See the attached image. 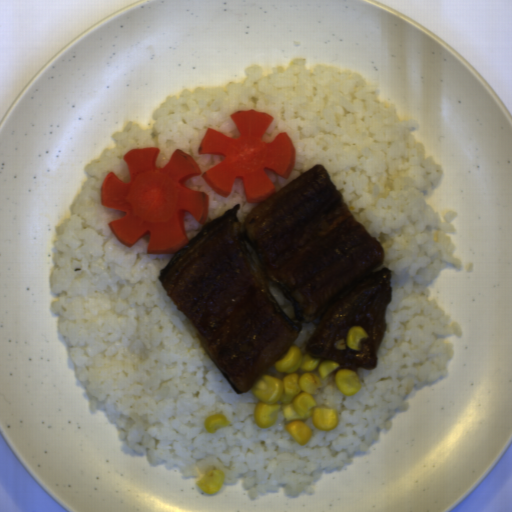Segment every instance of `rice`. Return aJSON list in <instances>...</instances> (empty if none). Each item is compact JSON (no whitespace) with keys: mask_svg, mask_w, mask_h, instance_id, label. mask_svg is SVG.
<instances>
[{"mask_svg":"<svg viewBox=\"0 0 512 512\" xmlns=\"http://www.w3.org/2000/svg\"><path fill=\"white\" fill-rule=\"evenodd\" d=\"M268 289L282 311L294 324H298L300 318L293 307V302L284 296L276 285H269Z\"/></svg>","mask_w":512,"mask_h":512,"instance_id":"2","label":"rice"},{"mask_svg":"<svg viewBox=\"0 0 512 512\" xmlns=\"http://www.w3.org/2000/svg\"><path fill=\"white\" fill-rule=\"evenodd\" d=\"M315 326L312 323H302L301 322V328L298 333V336L293 344V346L301 347L302 351L305 352L307 345L315 331Z\"/></svg>","mask_w":512,"mask_h":512,"instance_id":"3","label":"rice"},{"mask_svg":"<svg viewBox=\"0 0 512 512\" xmlns=\"http://www.w3.org/2000/svg\"><path fill=\"white\" fill-rule=\"evenodd\" d=\"M244 74L242 82L223 87L184 88L154 111L150 128L129 121L111 134L114 145L86 165L69 216L54 228L49 309L90 414L101 412L115 424L119 451L146 457L152 466L165 464L181 479L200 480L219 469L223 485L240 480L253 501L279 491L288 498L313 495L326 473L371 451L380 431L391 429V419L408 412L411 392L447 377L455 344L444 337L463 332L431 300V284L442 270L462 265L452 244L458 212L440 216L426 200L444 170L414 140L417 120L400 121L364 75L308 65L305 57L272 70L249 65ZM252 108L274 119L263 141L286 132L294 143L295 166L287 179L265 169L274 193L323 163L353 216L381 243L382 267L392 273L376 369H355L361 387L348 397L338 391L336 374L328 375L315 401L337 408L338 427L317 430L309 418L313 435L305 446L284 429L283 412L273 427L257 426V396L234 392L158 279L175 253L147 254L148 235L132 248L120 243L108 224L126 213L100 200L109 172L129 181L122 155L130 149L160 148L157 167L177 148L202 173L220 163L219 155L198 153L206 128L237 137L230 115ZM186 186L209 196L204 224L185 214L188 241L237 204L244 223L258 204L246 203L239 178L228 198L200 176ZM217 413L230 423L207 433L204 420Z\"/></svg>","mask_w":512,"mask_h":512,"instance_id":"1","label":"rice"}]
</instances>
